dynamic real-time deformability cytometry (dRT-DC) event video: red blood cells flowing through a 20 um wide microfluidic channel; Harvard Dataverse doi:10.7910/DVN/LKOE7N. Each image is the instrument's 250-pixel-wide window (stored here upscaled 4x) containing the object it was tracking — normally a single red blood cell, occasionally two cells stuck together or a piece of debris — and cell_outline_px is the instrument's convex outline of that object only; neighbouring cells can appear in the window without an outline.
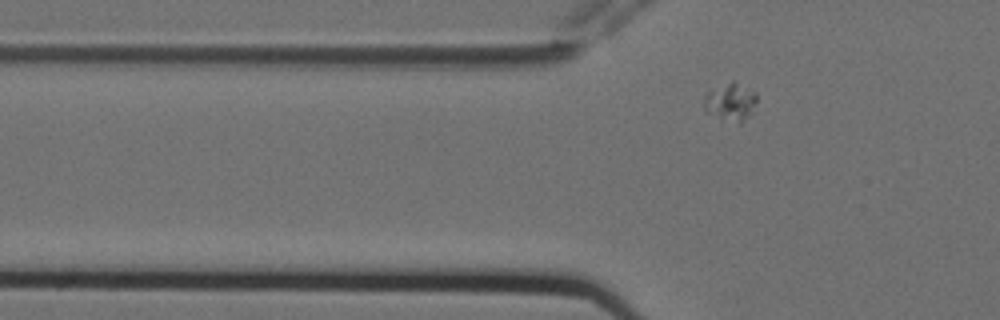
{"species": "Egyptian fruit bat (a non-hibernating species)", "species_latin": "Rousettus aegyptiacus", "temperature_condition": "cold", "stored_images_in_passage": 6, "segment_of_instrument_passage": [2, 2], "camera_frame_rate_fps": 3000, "um_per_image_px": 0.085, "animal": {"sex": "female"}, "frame": {"image": 1, "passage_image": 6, "time_ms": 1.667, "image_size_px": [1000, 320], "cell_outline_px": [[756, 100], [748, 116], [740, 124], [720, 120], [708, 112], [704, 108], [704, 96], [708, 92], [732, 80], [756, 92]], "centroid_in_image_um": [62.08, 8.69], "position_along_channel_um": 63.7, "area_um2": 11.5}}